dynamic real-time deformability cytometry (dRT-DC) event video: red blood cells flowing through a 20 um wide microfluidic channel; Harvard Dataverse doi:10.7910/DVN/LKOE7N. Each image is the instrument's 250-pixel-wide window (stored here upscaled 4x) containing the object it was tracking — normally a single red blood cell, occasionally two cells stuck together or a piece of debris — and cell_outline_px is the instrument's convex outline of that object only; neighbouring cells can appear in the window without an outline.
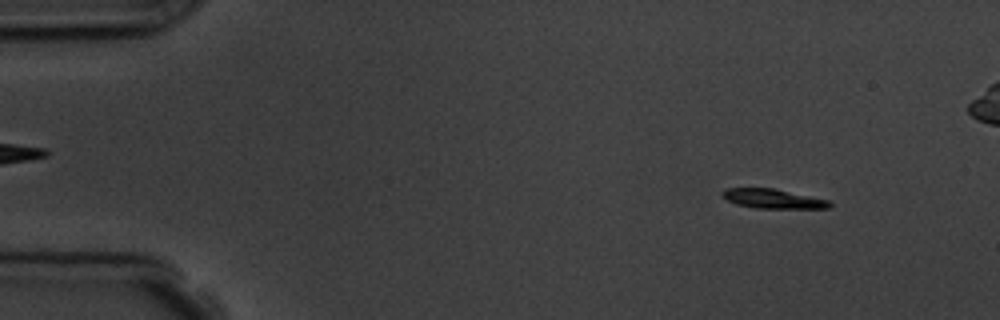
{"species": "common noctule bat (a hibernating species)", "species_latin": "Nyctalus noctula", "temperature_condition": "room temperature", "stored_images_in_passage": 5, "camera_frame_rate_fps": 3000, "um_per_image_px": 0.085, "animal": {"sex": "male", "body_mass_g": 19.5, "forearm_length_mm": 54.6}, "frame": {"image": 1, "passage_image": 2, "time_ms": 1.0, "image_size_px": [1000, 320], "cell_outline_px": [[832, 204], [828, 208], [756, 208], [736, 204], [720, 196], [720, 192], [724, 188], [772, 188], [828, 200]], "centroid_in_image_um": [65.62, 16.89], "position_along_channel_um": 19.4, "area_um2": 12.02}}